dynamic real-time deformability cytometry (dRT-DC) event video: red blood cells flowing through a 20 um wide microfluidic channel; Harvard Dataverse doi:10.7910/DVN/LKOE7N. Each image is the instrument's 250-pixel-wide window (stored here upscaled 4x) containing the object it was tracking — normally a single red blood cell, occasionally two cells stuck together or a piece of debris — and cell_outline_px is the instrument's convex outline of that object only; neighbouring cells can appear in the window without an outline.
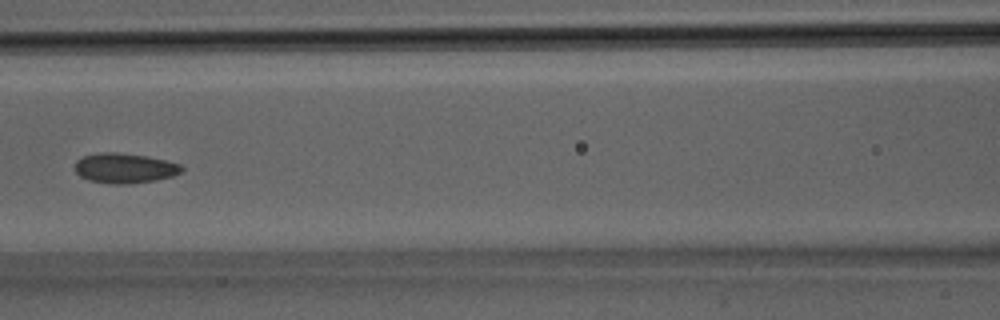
{"species": "Egyptian fruit bat (a non-hibernating species)", "species_latin": "Rousettus aegyptiacus", "temperature_condition": "room temperature", "stored_images_in_passage": 23, "camera_frame_rate_fps": 3000, "um_per_image_px": 0.085, "animal": {"sex": "male"}, "frame": {"image": 1, "passage_image": 5, "time_ms": 1.333, "image_size_px": [1000, 320], "cell_outline_px": [[184, 168], [180, 172], [172, 176], [156, 180], [128, 184], [116, 184], [88, 180], [80, 176], [76, 172], [76, 160], [84, 156], [104, 152], [116, 152], [148, 156], [180, 164]], "centroid_in_image_um": [10.6, 14.29], "position_along_channel_um": 156.0, "area_um2": 18.5}}
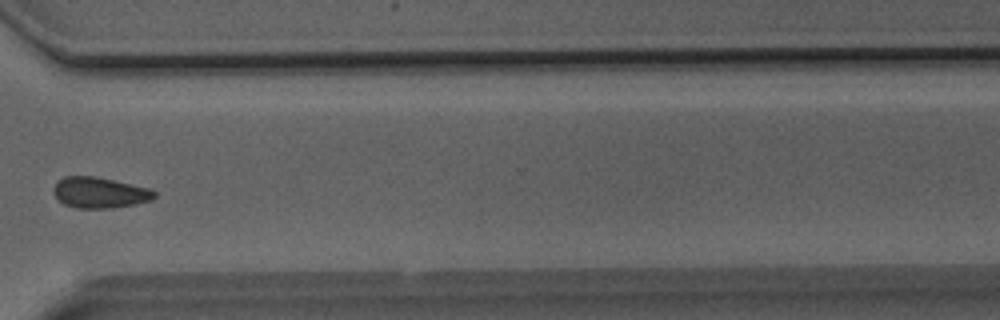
{"frame": {"image": 2, "passage_image": 15, "time_ms": 4.667, "image_size_px": [1000, 320], "cell_outline_px": [[156, 196], [152, 200], [136, 204], [108, 208], [76, 208], [64, 204], [56, 196], [52, 188], [56, 180], [64, 176], [96, 176], [152, 188], [156, 192]], "centroid_in_image_um": [8.49, 16.35], "position_along_channel_um": 362.1, "area_um2": 18.38}}
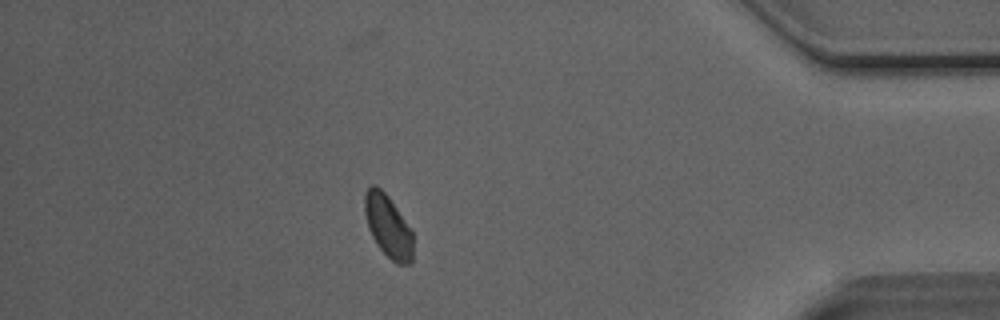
{"frame": {"image": 3, "passage_image": 19, "time_ms": 6.0, "image_size_px": [1000, 320], "cell_outline_px": [[412, 264], [396, 264], [376, 244], [368, 228], [364, 212], [364, 196], [368, 188], [372, 184], [376, 184], [388, 196], [412, 232]], "centroid_in_image_um": [32.96, 19.22], "position_along_channel_um": 402.2, "area_um2": 17.4}}